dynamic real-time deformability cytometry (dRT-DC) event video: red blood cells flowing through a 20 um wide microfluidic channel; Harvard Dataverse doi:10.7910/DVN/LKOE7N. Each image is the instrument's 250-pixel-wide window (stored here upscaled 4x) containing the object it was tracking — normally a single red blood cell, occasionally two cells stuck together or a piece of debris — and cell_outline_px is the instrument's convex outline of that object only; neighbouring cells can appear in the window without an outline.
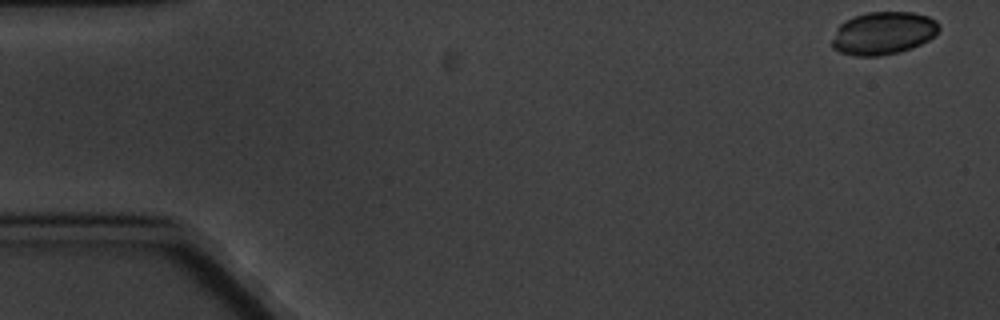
{"species": "common noctule bat (a hibernating species)", "species_latin": "Nyctalus noctula", "temperature_condition": "cold", "stored_images_in_passage": 6, "segment_of_instrument_passage": [1, 2], "camera_frame_rate_fps": 3000, "um_per_image_px": 0.085, "animal": {"sex": "male", "body_mass_g": 20.1, "forearm_length_mm": 53.5}, "frame": {"image": 1, "passage_image": 1, "time_ms": 0.0, "image_size_px": [1000, 320], "cell_outline_px": [[940, 28], [928, 40], [920, 44], [896, 52], [880, 56], [856, 56], [840, 52], [832, 48], [832, 40], [836, 28], [844, 20], [852, 16], [868, 12], [912, 12], [928, 16], [936, 20], [940, 24]], "centroid_in_image_um": [75.04, 2.8], "position_along_channel_um": 10.0, "area_um2": 26.65}}